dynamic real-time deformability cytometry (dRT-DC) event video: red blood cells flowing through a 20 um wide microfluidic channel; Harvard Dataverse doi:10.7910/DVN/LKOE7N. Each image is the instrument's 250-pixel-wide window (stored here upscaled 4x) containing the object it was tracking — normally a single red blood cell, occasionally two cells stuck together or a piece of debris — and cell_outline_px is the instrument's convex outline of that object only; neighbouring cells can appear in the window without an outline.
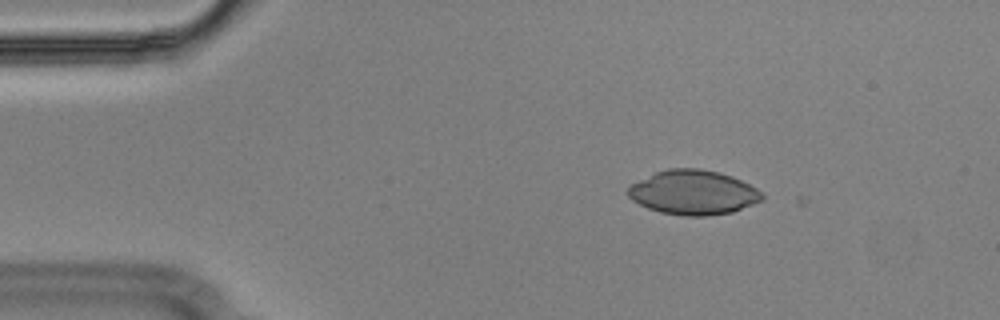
{"species": "Egyptian fruit bat (a non-hibernating species)", "species_latin": "Rousettus aegyptiacus", "temperature_condition": "cold", "stored_images_in_passage": 2, "camera_frame_rate_fps": 3000, "um_per_image_px": 0.085, "animal": {"sex": "male"}, "frame": {"image": 1, "passage_image": 1, "time_ms": 0.0, "image_size_px": [1000, 320], "cell_outline_px": [[764, 200], [732, 212], [704, 216], [684, 216], [660, 212], [648, 208], [632, 200], [628, 196], [628, 188], [632, 184], [656, 172], [668, 168], [700, 168], [720, 172], [732, 176], [756, 188], [764, 196]], "centroid_in_image_um": [58.94, 16.36], "position_along_channel_um": 26.1, "area_um2": 34.62}}